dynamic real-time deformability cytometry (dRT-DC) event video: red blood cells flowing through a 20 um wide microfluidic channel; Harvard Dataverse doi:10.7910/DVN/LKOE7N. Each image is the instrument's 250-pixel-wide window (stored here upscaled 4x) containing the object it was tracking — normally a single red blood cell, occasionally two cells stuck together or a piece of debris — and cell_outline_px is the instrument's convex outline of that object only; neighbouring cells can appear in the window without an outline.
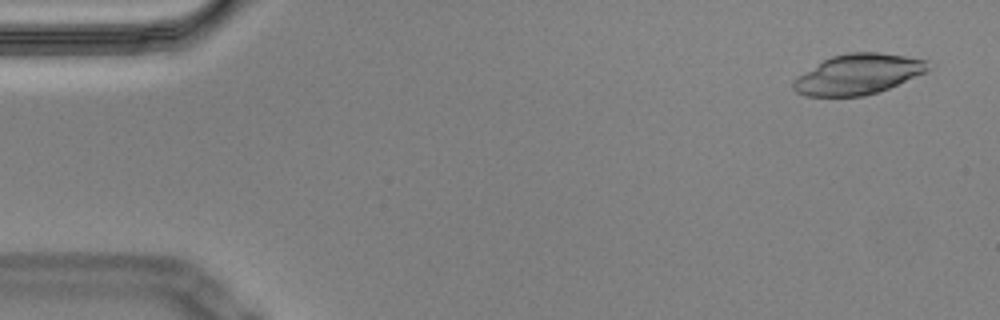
{"species": "Egyptian fruit bat (a non-hibernating species)", "species_latin": "Rousettus aegyptiacus", "temperature_condition": "cold", "stored_images_in_passage": 55, "camera_frame_rate_fps": 3000, "um_per_image_px": 0.085, "animal": {"sex": "male"}, "frame": {"image": 1, "passage_image": 3, "time_ms": 0.667, "image_size_px": [1000, 320], "cell_outline_px": [[928, 68], [924, 72], [888, 88], [864, 96], [804, 96], [796, 92], [792, 88], [792, 80], [796, 76], [824, 60], [832, 56], [848, 52], [880, 52], [928, 60]], "centroid_in_image_um": [72.87, 6.31], "position_along_channel_um": 12.1, "area_um2": 31.39}}
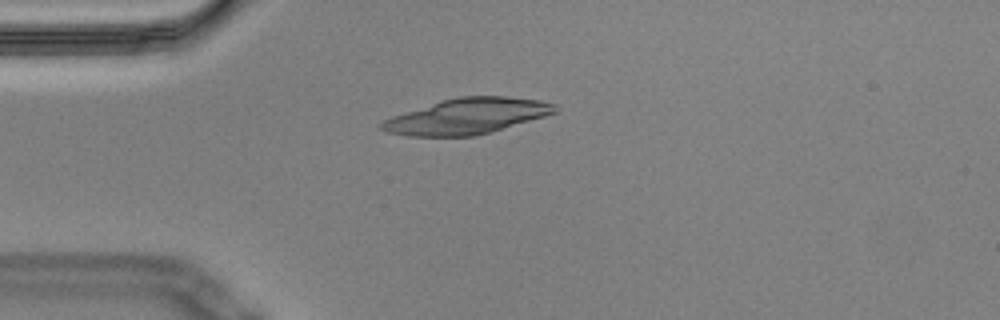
{"frame": {"image": 2, "passage_image": 14, "time_ms": 4.333, "image_size_px": [1000, 320], "cell_outline_px": [[556, 112], [544, 116], [492, 132], [476, 136], [408, 136], [388, 132], [380, 128], [380, 124], [384, 120], [392, 116], [440, 100], [460, 96], [508, 96], [540, 100], [556, 104]], "centroid_in_image_um": [39.7, 9.87], "position_along_channel_um": 45.3, "area_um2": 35.95}}
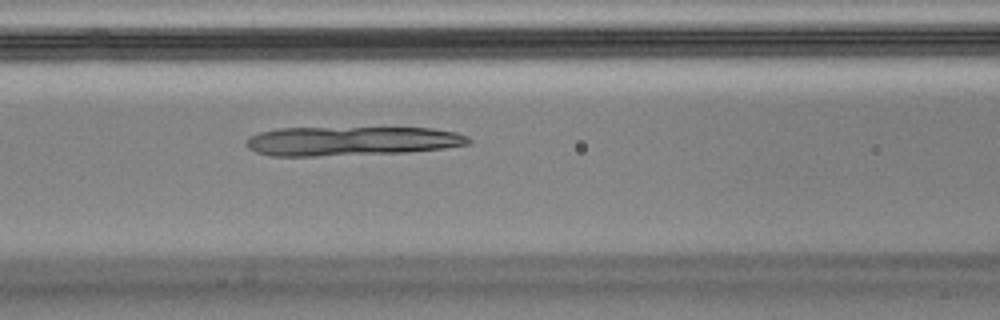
{"frame": {"image": 3, "passage_image": 23, "time_ms": 7.333, "image_size_px": [1000, 320], "cell_outline_px": [[472, 140], [468, 144], [444, 148], [408, 152], [316, 156], [272, 156], [256, 152], [248, 148], [244, 140], [248, 136], [260, 132], [276, 128], [432, 128], [456, 132], [468, 136]], "centroid_in_image_um": [29.84, 11.99], "position_along_channel_um": 136.8, "area_um2": 37.97}}